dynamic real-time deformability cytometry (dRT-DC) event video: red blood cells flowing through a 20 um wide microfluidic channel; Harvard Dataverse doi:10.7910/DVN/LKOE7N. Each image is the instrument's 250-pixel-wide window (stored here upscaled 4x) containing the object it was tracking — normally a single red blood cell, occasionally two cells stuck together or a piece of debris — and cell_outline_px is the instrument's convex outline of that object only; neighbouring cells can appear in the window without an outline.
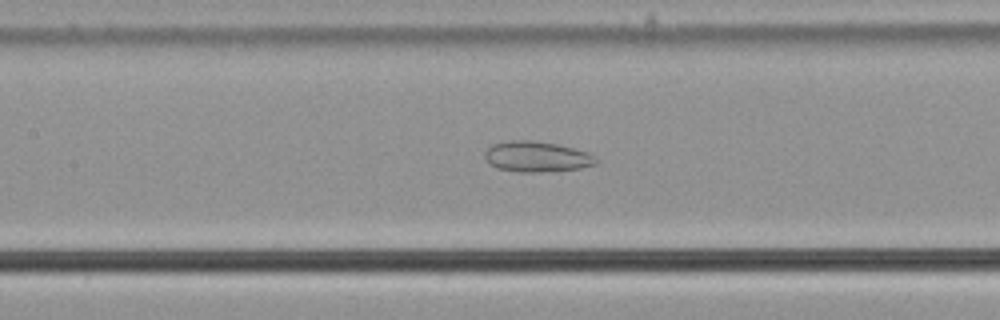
{"species": "common noctule bat (a hibernating species)", "species_latin": "Nyctalus noctula", "temperature_condition": "cold", "stored_images_in_passage": 39, "camera_frame_rate_fps": 3000, "um_per_image_px": 0.085, "animal": {"sex": "male", "body_mass_g": 21.5, "forearm_length_mm": 52.0}, "frame": {"image": 1, "passage_image": 15, "time_ms": 4.667, "image_size_px": [1000, 320], "cell_outline_px": [[596, 164], [580, 168], [540, 172], [520, 172], [496, 168], [488, 164], [484, 156], [484, 152], [492, 144], [508, 140], [532, 140], [556, 144], [588, 152], [596, 156]], "centroid_in_image_um": [45.57, 13.31], "position_along_channel_um": 161.8, "area_um2": 19.88}}
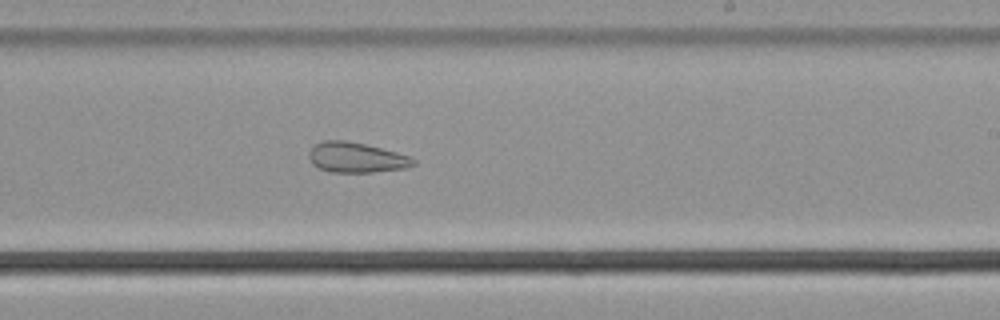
{"frame": {"image": 2, "passage_image": 23, "time_ms": 7.333, "image_size_px": [1000, 320], "cell_outline_px": [[416, 164], [408, 168], [372, 172], [328, 172], [312, 164], [308, 156], [308, 152], [312, 144], [324, 140], [344, 140], [364, 144], [412, 156], [416, 160]], "centroid_in_image_um": [30.27, 13.39], "position_along_channel_um": 258.7, "area_um2": 18.61}}
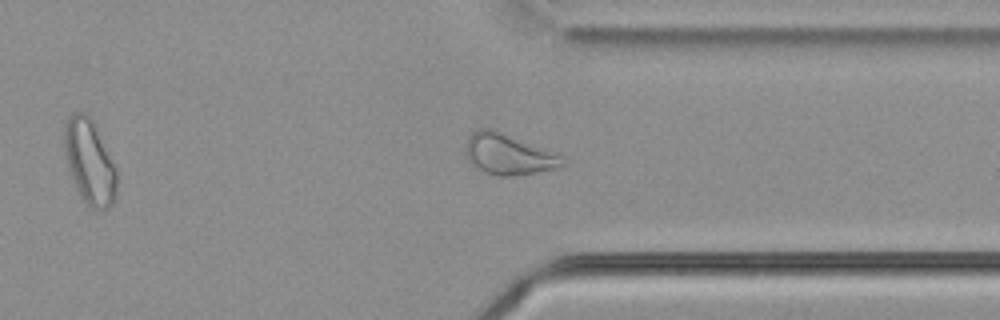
{"frame": {"image": 3, "passage_image": 32, "time_ms": 10.333, "image_size_px": [1000, 320], "cell_outline_px": [[564, 164], [556, 168], [536, 172], [508, 176], [496, 176], [472, 168], [464, 152], [464, 148], [468, 136], [472, 132], [480, 128], [492, 128], [560, 156]], "centroid_in_image_um": [43.06, 13.12], "position_along_channel_um": 368.3, "area_um2": 22.72}, "authors_computed_cell_mechanics": {"area_um2": 19.9988, "velocity_mm_per_s": 3.6401, "shape_relaxation_time_tau1_ms": null, "shape_relaxation_time_tau2_ms": 4.0687, "deformation_change_tau1": null, "deformation_change_tau2": 0.1141}}